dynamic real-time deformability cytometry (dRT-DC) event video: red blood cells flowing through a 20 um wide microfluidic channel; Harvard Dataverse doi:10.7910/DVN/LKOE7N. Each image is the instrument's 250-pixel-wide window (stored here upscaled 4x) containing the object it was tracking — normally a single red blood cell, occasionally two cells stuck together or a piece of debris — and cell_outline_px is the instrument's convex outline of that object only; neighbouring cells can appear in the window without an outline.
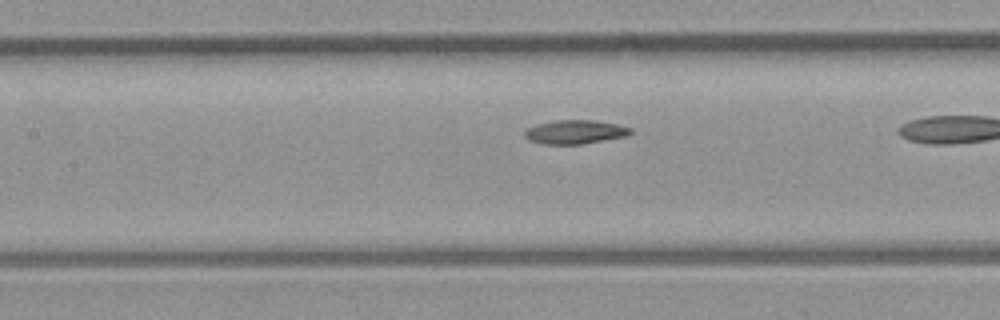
{"species": "common noctule bat (a hibernating species)", "species_latin": "Nyctalus noctula", "temperature_condition": "room temperature", "stored_images_in_passage": 9, "camera_frame_rate_fps": 3000, "um_per_image_px": 0.085, "animal": {"sex": "male", "body_mass_g": 23.1, "forearm_length_mm": 52.7}, "frame": {"image": 1, "passage_image": 7, "time_ms": 2.0, "image_size_px": [1000, 320], "cell_outline_px": [[632, 132], [628, 136], [580, 144], [544, 144], [528, 140], [524, 136], [524, 128], [536, 124], [556, 120], [596, 120], [616, 124], [632, 128]], "centroid_in_image_um": [48.85, 11.21], "position_along_channel_um": 158.5, "area_um2": 14.85}}